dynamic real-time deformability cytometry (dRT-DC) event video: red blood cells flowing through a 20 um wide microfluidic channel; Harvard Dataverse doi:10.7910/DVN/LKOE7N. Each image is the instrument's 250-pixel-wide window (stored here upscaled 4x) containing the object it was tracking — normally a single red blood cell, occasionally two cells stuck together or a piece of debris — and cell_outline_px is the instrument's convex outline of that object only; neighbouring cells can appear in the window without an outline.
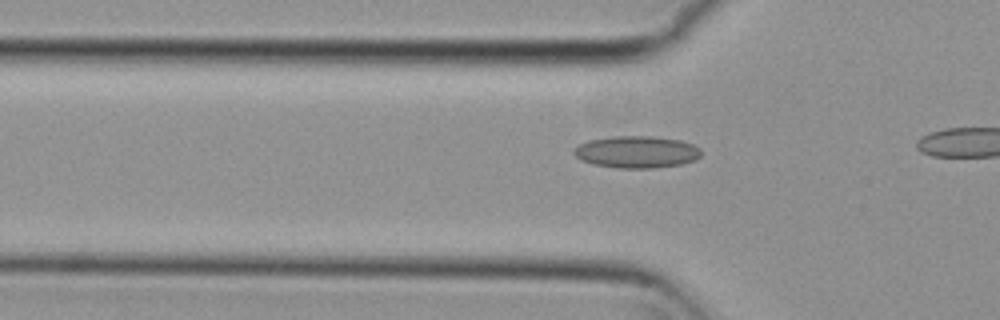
{"species": "common noctule bat (a hibernating species)", "species_latin": "Nyctalus noctula", "temperature_condition": "cold", "stored_images_in_passage": 12, "camera_frame_rate_fps": 3000, "um_per_image_px": 0.085, "animal": {"sex": "female", "body_mass_g": 29.2, "forearm_length_mm": 56.3}, "frame": {"image": 1, "passage_image": 9, "time_ms": 2.667, "image_size_px": [1000, 320], "cell_outline_px": [[700, 156], [696, 160], [680, 164], [656, 168], [616, 168], [592, 164], [580, 160], [572, 152], [572, 148], [588, 140], [612, 136], [652, 136], [680, 140], [692, 144], [700, 148]], "centroid_in_image_um": [54.08, 12.92], "position_along_channel_um": 71.7, "area_um2": 23.93}}